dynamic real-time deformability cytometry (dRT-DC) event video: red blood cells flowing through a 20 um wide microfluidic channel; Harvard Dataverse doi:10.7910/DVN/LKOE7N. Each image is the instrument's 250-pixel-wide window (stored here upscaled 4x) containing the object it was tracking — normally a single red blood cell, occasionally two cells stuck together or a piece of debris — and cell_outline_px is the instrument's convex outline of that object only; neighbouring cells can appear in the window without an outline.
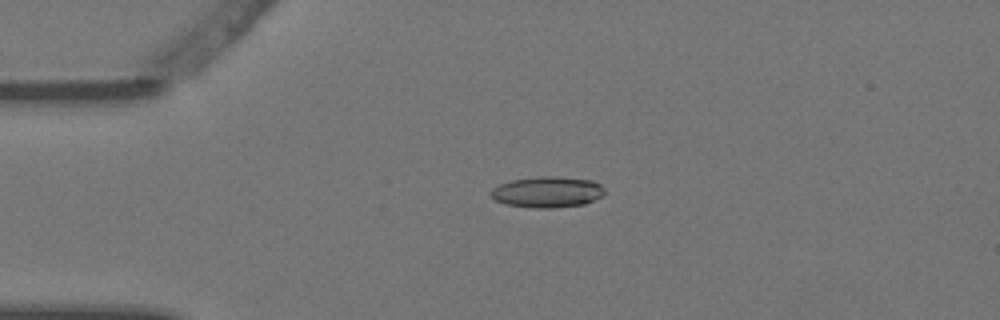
{"species": "Egyptian fruit bat (a non-hibernating species)", "species_latin": "Rousettus aegyptiacus", "temperature_condition": "warm", "stored_images_in_passage": 5, "camera_frame_rate_fps": 3000, "um_per_image_px": 0.085, "animal": {"sex": "female"}, "frame": {"image": 1, "passage_image": 4, "time_ms": 1.0, "image_size_px": [1000, 320], "cell_outline_px": [[604, 192], [600, 196], [584, 204], [552, 208], [536, 208], [504, 204], [496, 200], [488, 192], [492, 188], [500, 184], [512, 180], [540, 176], [556, 176], [592, 180], [600, 184], [604, 188]], "centroid_in_image_um": [46.5, 16.31], "position_along_channel_um": 38.5, "area_um2": 20.46}}